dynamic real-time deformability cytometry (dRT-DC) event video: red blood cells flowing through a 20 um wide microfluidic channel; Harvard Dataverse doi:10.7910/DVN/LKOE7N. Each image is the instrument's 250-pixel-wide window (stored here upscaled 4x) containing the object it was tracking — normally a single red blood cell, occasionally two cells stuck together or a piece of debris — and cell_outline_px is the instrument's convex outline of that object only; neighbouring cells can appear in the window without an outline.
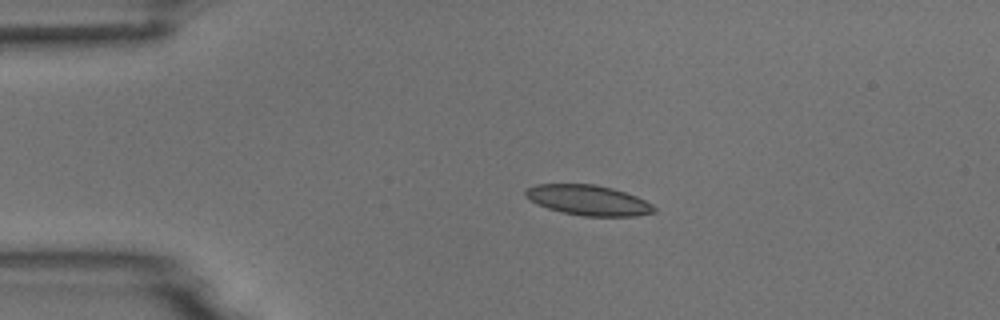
{"species": "common noctule bat (a hibernating species)", "species_latin": "Nyctalus noctula", "temperature_condition": "room temperature", "stored_images_in_passage": 43, "camera_frame_rate_fps": 3000, "um_per_image_px": 0.085, "animal": {"sex": "male", "body_mass_g": 18.8}, "frame": {"image": 1, "passage_image": 1, "time_ms": 0.0, "image_size_px": [1000, 320], "cell_outline_px": [[656, 212], [636, 216], [584, 216], [560, 212], [536, 204], [524, 196], [524, 192], [528, 188], [536, 184], [596, 184], [612, 188], [636, 196], [652, 204], [656, 208]], "centroid_in_image_um": [49.99, 17.02], "position_along_channel_um": 35.0, "area_um2": 22.72}}
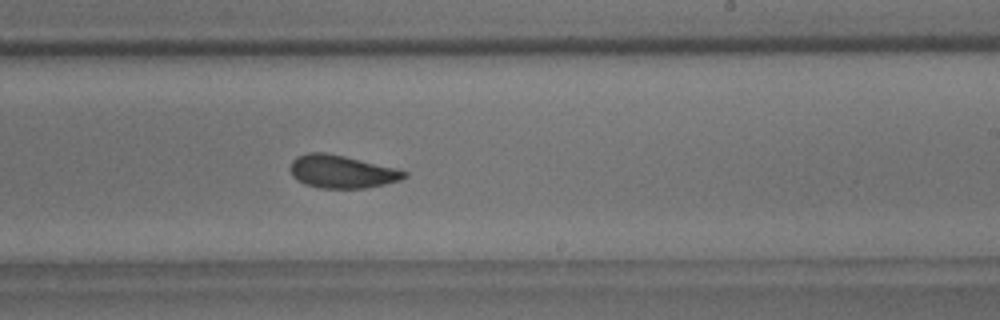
{"frame": {"image": 2, "passage_image": 22, "time_ms": 7.0, "image_size_px": [1000, 320], "cell_outline_px": [[408, 176], [400, 180], [384, 184], [364, 188], [320, 188], [304, 184], [296, 180], [292, 176], [292, 160], [296, 156], [308, 152], [324, 152], [344, 156], [400, 168], [408, 172]], "centroid_in_image_um": [29.09, 14.58], "position_along_channel_um": 259.9, "area_um2": 22.02}}
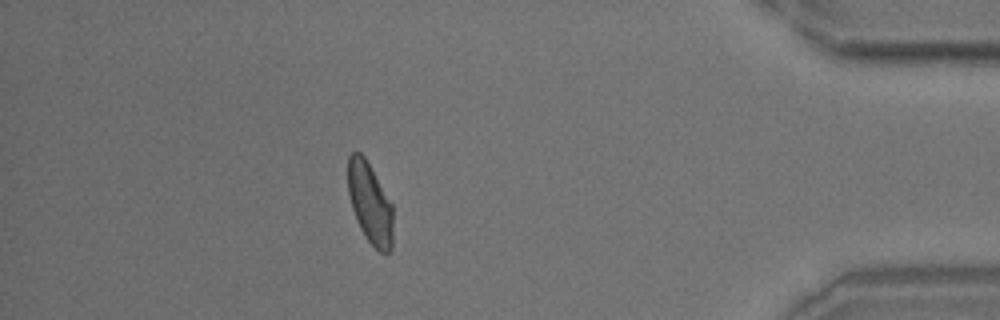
{"frame": {"image": 3, "passage_image": 37, "time_ms": 12.0, "image_size_px": [1000, 320], "cell_outline_px": [[392, 248], [388, 252], [380, 252], [368, 240], [360, 228], [352, 208], [348, 192], [348, 156], [352, 152], [360, 152], [364, 156], [392, 204]], "centroid_in_image_um": [31.44, 17.26], "position_along_channel_um": 403.8, "area_um2": 20.92}, "authors_computed_cell_mechanics": {"area_um2": 22.253, "velocity_mm_per_s": 3.7612, "shape_relaxation_time_tau1_ms": 5.6777, "shape_relaxation_time_tau2_ms": 1.8203, "deformation_change_tau1": 0.1388, "deformation_change_tau2": 0.0711}}